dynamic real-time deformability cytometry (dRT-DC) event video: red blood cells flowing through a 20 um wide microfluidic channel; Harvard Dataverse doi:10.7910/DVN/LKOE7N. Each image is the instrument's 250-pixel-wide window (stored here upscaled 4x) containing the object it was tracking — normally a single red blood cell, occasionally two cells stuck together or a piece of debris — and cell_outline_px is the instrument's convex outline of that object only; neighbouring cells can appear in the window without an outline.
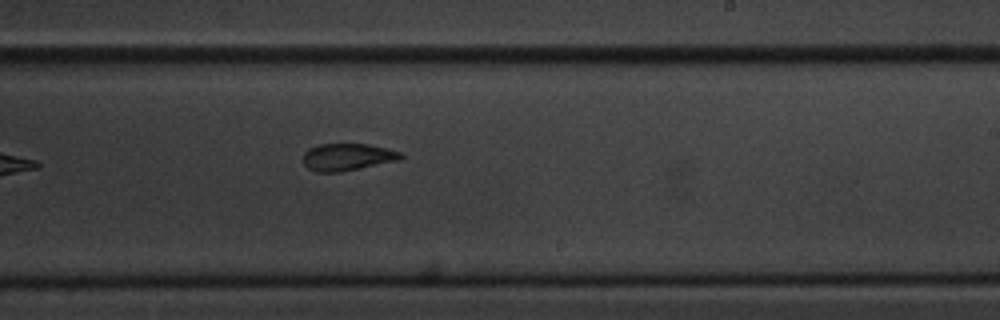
{"species": "common noctule bat (a hibernating species)", "species_latin": "Nyctalus noctula", "temperature_condition": "cold", "stored_images_in_passage": 7, "camera_frame_rate_fps": 3000, "um_per_image_px": 0.085, "animal": {"sex": "male", "body_mass_g": 20.1, "forearm_length_mm": 53.5}, "frame": {"image": 1, "passage_image": 7, "time_ms": 7.667, "image_size_px": [1000, 320], "cell_outline_px": [[404, 156], [400, 160], [340, 172], [316, 172], [308, 168], [304, 164], [304, 152], [308, 148], [320, 144], [368, 144], [388, 148], [400, 152]], "centroid_in_image_um": [29.54, 13.34], "position_along_channel_um": 259.5, "area_um2": 15.49}}